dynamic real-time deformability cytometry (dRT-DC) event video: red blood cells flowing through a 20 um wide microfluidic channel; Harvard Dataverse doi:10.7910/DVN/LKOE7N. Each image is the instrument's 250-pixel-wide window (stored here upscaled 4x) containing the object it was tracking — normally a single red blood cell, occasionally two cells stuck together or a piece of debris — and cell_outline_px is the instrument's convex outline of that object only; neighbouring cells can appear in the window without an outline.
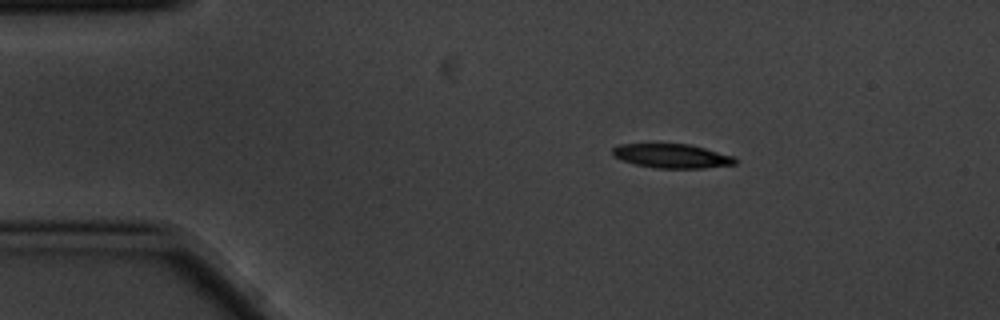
{"species": "common noctule bat (a hibernating species)", "species_latin": "Nyctalus noctula", "temperature_condition": "cold", "stored_images_in_passage": 3, "camera_frame_rate_fps": 3000, "um_per_image_px": 0.085, "animal": {"sex": "male", "body_mass_g": 20.1, "forearm_length_mm": 53.5}, "frame": {"image": 1, "passage_image": 1, "time_ms": 0.0, "image_size_px": [1000, 320], "cell_outline_px": [[736, 164], [704, 168], [656, 168], [636, 164], [620, 160], [612, 156], [612, 148], [620, 144], [688, 144], [704, 148], [732, 156], [736, 160]], "centroid_in_image_um": [57.06, 13.26], "position_along_channel_um": 27.9, "area_um2": 17.11}}
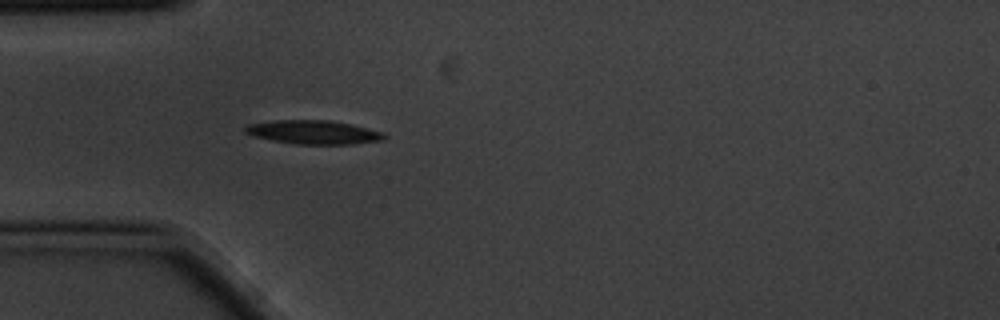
{"frame": {"image": 2, "passage_image": 3, "time_ms": 0.667, "image_size_px": [1000, 320], "cell_outline_px": [[388, 136], [384, 140], [352, 144], [296, 144], [272, 140], [256, 136], [244, 132], [244, 128], [248, 124], [276, 120], [328, 120], [352, 124], [380, 132]], "centroid_in_image_um": [26.66, 11.24], "position_along_channel_um": 58.3, "area_um2": 19.07}}